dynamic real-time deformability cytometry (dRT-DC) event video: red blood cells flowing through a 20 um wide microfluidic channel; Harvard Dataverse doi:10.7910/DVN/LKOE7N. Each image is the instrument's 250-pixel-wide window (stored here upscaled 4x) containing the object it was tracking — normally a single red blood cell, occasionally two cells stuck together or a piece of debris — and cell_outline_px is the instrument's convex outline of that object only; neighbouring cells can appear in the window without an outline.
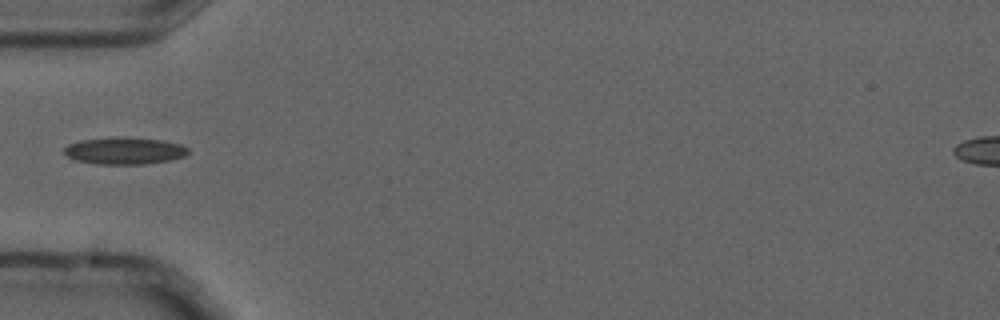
{"species": "common noctule bat (a hibernating species)", "species_latin": "Nyctalus noctula", "temperature_condition": "cold", "stored_images_in_passage": 1, "camera_frame_rate_fps": 3000, "um_per_image_px": 0.085, "animal": {"sex": "male", "forearm_length_mm": 52.5}, "frame": {"image": 1, "passage_image": 1, "time_ms": 0.0, "image_size_px": [1000, 320], "cell_outline_px": [[188, 152], [184, 156], [168, 160], [144, 164], [100, 164], [72, 160], [64, 152], [64, 148], [68, 144], [80, 140], [124, 136], [164, 140], [180, 144], [188, 148]], "centroid_in_image_um": [10.56, 12.8], "position_along_channel_um": 74.4, "area_um2": 19.59}}